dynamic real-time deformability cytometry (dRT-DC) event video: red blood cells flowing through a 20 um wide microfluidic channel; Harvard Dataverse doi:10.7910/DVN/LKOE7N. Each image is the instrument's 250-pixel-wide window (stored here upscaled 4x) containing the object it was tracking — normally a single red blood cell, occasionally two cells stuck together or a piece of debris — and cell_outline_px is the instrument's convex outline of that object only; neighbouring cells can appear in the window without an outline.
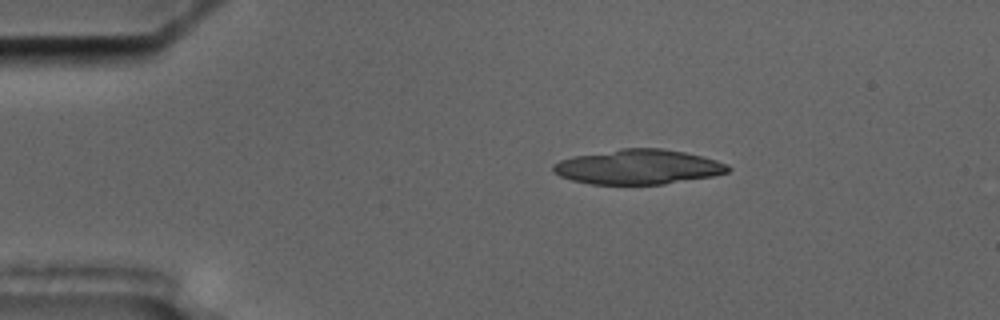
{"species": "common noctule bat (a hibernating species)", "species_latin": "Nyctalus noctula", "temperature_condition": "cold", "stored_images_in_passage": 4, "camera_frame_rate_fps": 3000, "um_per_image_px": 0.085, "animal": {"sex": "male", "body_mass_g": 17.5, "forearm_length_mm": 52.3}, "frame": {"image": 1, "passage_image": 2, "time_ms": 1.333, "image_size_px": [1000, 320], "cell_outline_px": [[732, 168], [728, 172], [712, 176], [664, 184], [588, 184], [572, 180], [560, 176], [552, 172], [552, 164], [560, 160], [572, 156], [620, 148], [664, 148], [704, 156], [728, 164]], "centroid_in_image_um": [54.23, 14.18], "position_along_channel_um": 30.8, "area_um2": 35.72}}